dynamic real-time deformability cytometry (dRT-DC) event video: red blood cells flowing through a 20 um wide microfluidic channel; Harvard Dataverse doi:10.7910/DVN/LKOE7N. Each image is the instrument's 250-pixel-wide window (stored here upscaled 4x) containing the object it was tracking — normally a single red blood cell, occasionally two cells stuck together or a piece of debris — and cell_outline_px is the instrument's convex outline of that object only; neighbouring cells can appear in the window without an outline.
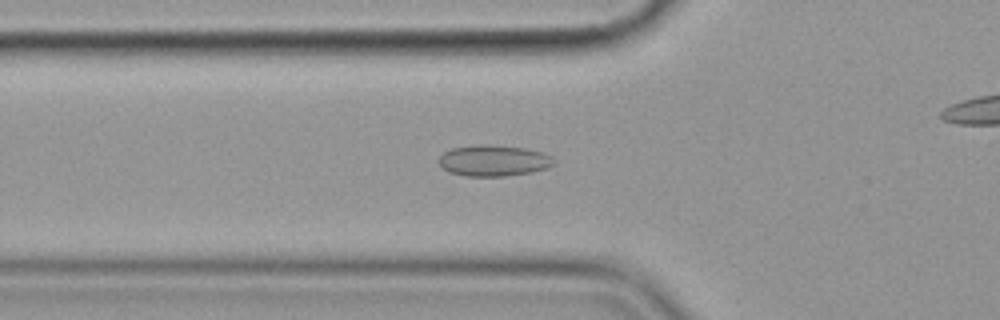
{"species": "common noctule bat (a hibernating species)", "species_latin": "Nyctalus noctula", "temperature_condition": "cold", "stored_images_in_passage": 42, "camera_frame_rate_fps": 3000, "um_per_image_px": 0.085, "animal": {"sex": "female", "body_mass_g": 19.9}, "frame": {"image": 1, "passage_image": 12, "time_ms": 3.667, "image_size_px": [1000, 320], "cell_outline_px": [[556, 164], [548, 168], [532, 172], [504, 176], [464, 176], [448, 172], [440, 164], [440, 156], [444, 152], [452, 148], [476, 144], [484, 144], [524, 148], [544, 152], [552, 156], [556, 160]], "centroid_in_image_um": [42.01, 13.65], "position_along_channel_um": 83.8, "area_um2": 21.04}}
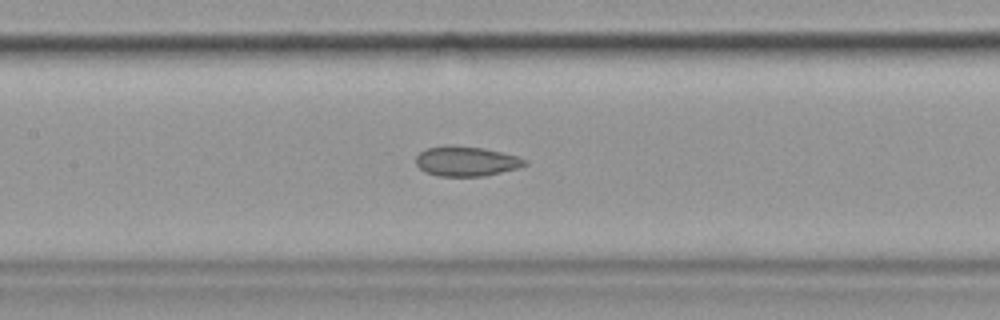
{"frame": {"image": 2, "passage_image": 19, "time_ms": 6.0, "image_size_px": [1000, 320], "cell_outline_px": [[528, 164], [516, 168], [484, 176], [440, 176], [424, 172], [416, 164], [416, 156], [424, 148], [444, 144], [448, 144], [484, 148], [516, 156], [528, 160]], "centroid_in_image_um": [39.58, 13.69], "position_along_channel_um": 167.8, "area_um2": 19.07}}
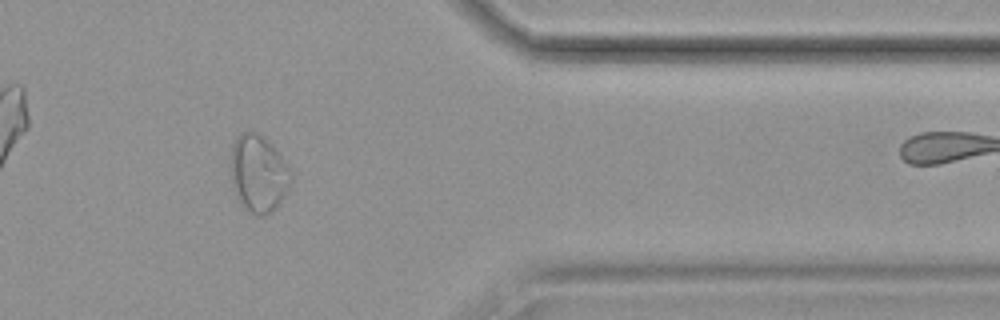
{"frame": {"image": 3, "passage_image": 39, "time_ms": 12.667, "image_size_px": [1000, 320], "cell_outline_px": [[292, 184], [276, 208], [272, 212], [264, 216], [256, 216], [240, 204], [232, 188], [228, 164], [232, 144], [236, 136], [240, 132], [252, 128], [264, 136], [272, 144], [292, 168]], "centroid_in_image_um": [21.95, 14.7], "position_along_channel_um": 389.5, "area_um2": 28.55}, "authors_computed_cell_mechanics": {"area_um2": 20.23, "velocity_mm_per_s": 3.5732, "shape_relaxation_time_tau1_ms": null, "shape_relaxation_time_tau2_ms": 1.3884, "deformation_change_tau1": null, "deformation_change_tau2": 0.0526}}